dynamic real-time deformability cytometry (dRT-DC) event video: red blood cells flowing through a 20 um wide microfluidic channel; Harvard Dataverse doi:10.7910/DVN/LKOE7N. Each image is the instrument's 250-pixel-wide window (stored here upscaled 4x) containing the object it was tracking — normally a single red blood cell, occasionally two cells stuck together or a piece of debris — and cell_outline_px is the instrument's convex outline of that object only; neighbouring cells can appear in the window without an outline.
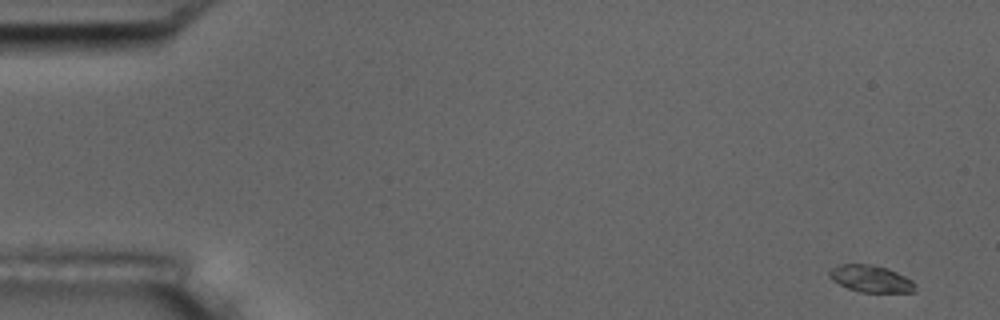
{"species": "common noctule bat (a hibernating species)", "species_latin": "Nyctalus noctula", "temperature_condition": "room temperature", "stored_images_in_passage": 56, "segment_of_instrument_passage": [1, 2], "camera_frame_rate_fps": 3000, "um_per_image_px": 0.085, "animal": {"sex": "male", "body_mass_g": 17.5, "forearm_length_mm": 52.3}, "frame": {"image": 1, "passage_image": 1, "time_ms": 0.0, "image_size_px": [1000, 320], "cell_outline_px": [[916, 292], [860, 292], [848, 288], [832, 280], [828, 276], [828, 272], [836, 264], [872, 264], [888, 268], [912, 280], [916, 284]], "centroid_in_image_um": [74.02, 23.68], "position_along_channel_um": 11.0, "area_um2": 13.58}}
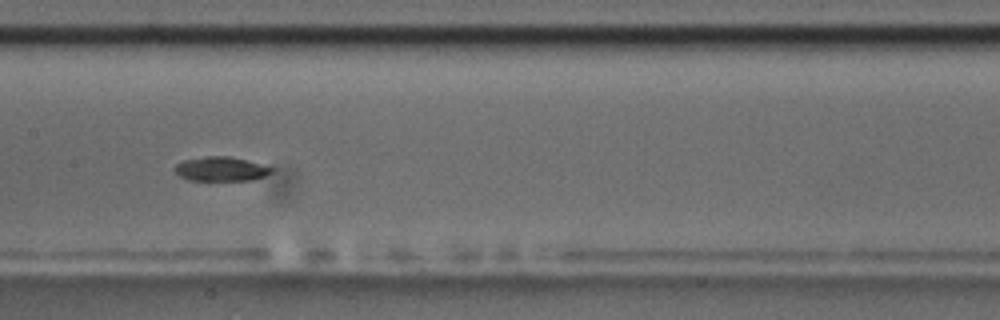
{"frame": {"image": 2, "passage_image": 27, "time_ms": 8.667, "image_size_px": [1000, 320], "cell_outline_px": [[272, 172], [264, 176], [252, 180], [188, 180], [180, 176], [172, 168], [176, 164], [184, 160], [208, 156], [228, 156], [244, 160], [272, 168]], "centroid_in_image_um": [18.72, 14.37], "position_along_channel_um": 188.7, "area_um2": 13.41}}
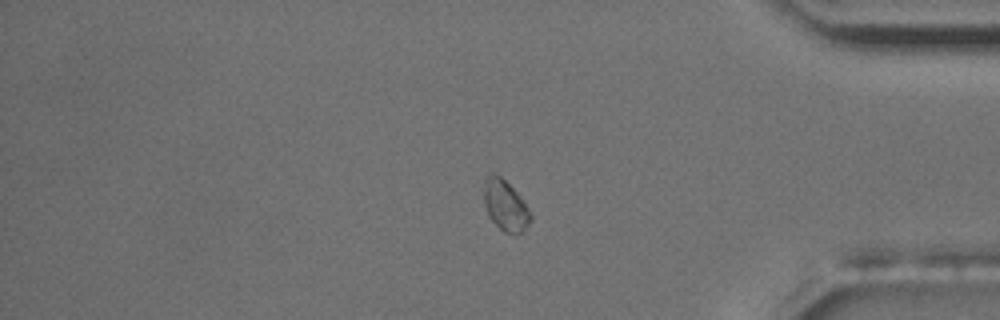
{"frame": {"image": 3, "passage_image": 46, "time_ms": 15.0, "image_size_px": [1000, 320], "cell_outline_px": [[532, 220], [524, 232], [504, 232], [488, 216], [484, 204], [484, 176], [488, 172], [500, 176], [520, 196], [528, 208], [532, 216]], "centroid_in_image_um": [42.94, 17.44], "position_along_channel_um": 392.3, "area_um2": 13.76}}